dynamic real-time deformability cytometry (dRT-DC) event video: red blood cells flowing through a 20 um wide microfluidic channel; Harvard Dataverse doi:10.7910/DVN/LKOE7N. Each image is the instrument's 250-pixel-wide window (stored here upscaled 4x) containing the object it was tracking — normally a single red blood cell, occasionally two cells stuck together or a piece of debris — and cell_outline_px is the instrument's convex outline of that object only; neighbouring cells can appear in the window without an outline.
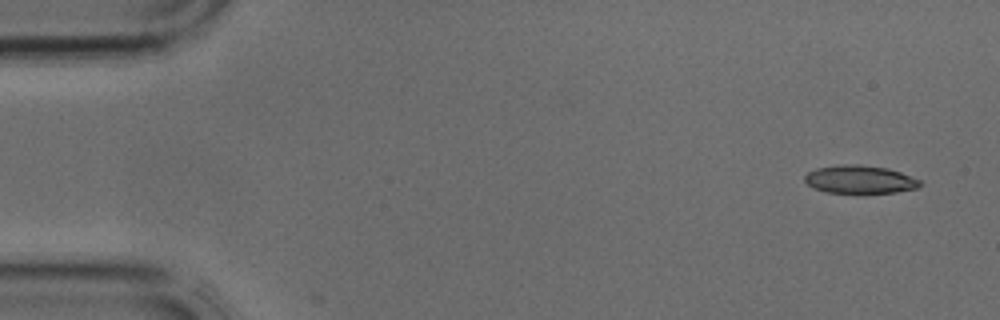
{"species": "common noctule bat (a hibernating species)", "species_latin": "Nyctalus noctula", "temperature_condition": "cold", "stored_images_in_passage": 3, "camera_frame_rate_fps": 3000, "um_per_image_px": 0.085, "animal": {"sex": "male", "body_mass_g": 17.9, "forearm_length_mm": 54.2}, "frame": {"image": 1, "passage_image": 1, "time_ms": 0.0, "image_size_px": [1000, 320], "cell_outline_px": [[924, 184], [916, 188], [896, 192], [864, 196], [828, 192], [816, 188], [808, 184], [804, 180], [804, 176], [808, 172], [816, 168], [840, 164], [856, 164], [888, 168], [900, 172], [920, 180]], "centroid_in_image_um": [73.11, 15.29], "position_along_channel_um": 11.9, "area_um2": 19.59}}